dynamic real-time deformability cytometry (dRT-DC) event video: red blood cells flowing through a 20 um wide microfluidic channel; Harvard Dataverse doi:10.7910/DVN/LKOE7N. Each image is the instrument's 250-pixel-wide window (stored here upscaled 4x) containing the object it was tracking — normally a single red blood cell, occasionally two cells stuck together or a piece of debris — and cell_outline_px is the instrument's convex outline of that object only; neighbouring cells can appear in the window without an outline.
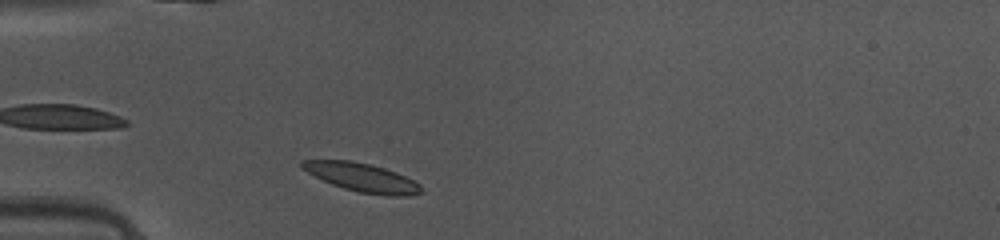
{"species": "common noctule bat (a hibernating species)", "species_latin": "Nyctalus noctula", "temperature_condition": "warm", "stored_images_in_passage": 37, "camera_frame_rate_fps": 3000, "um_per_image_px": 0.085, "animal": {"sex": "female", "body_mass_g": 10.0, "forearm_length_mm": 53.1}, "frame": {"image": 1, "passage_image": 3, "time_ms": 0.667, "image_size_px": [1000, 240], "cell_outline_px": [[420, 192], [408, 196], [388, 196], [360, 192], [344, 188], [332, 184], [300, 168], [300, 160], [352, 160], [384, 168], [396, 172], [420, 184]], "centroid_in_image_um": [30.74, 15.07], "position_along_channel_um": 54.3, "area_um2": 19.54}}
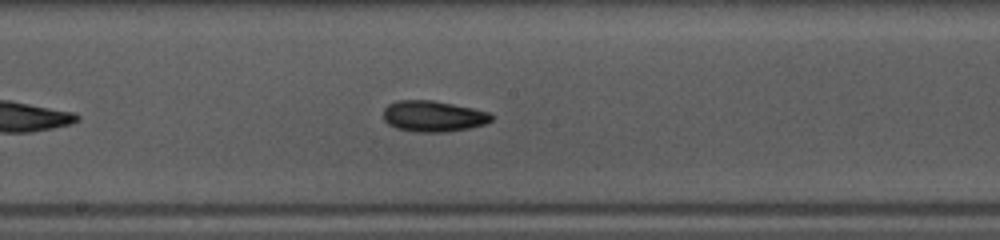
{"frame": {"image": 2, "passage_image": 15, "time_ms": 4.667, "image_size_px": [1000, 240], "cell_outline_px": [[492, 120], [484, 124], [468, 128], [444, 132], [416, 132], [396, 128], [388, 124], [384, 120], [384, 108], [388, 104], [396, 100], [432, 100], [472, 108], [488, 112], [492, 116]], "centroid_in_image_um": [36.78, 9.87], "position_along_channel_um": 211.4, "area_um2": 19.42}}
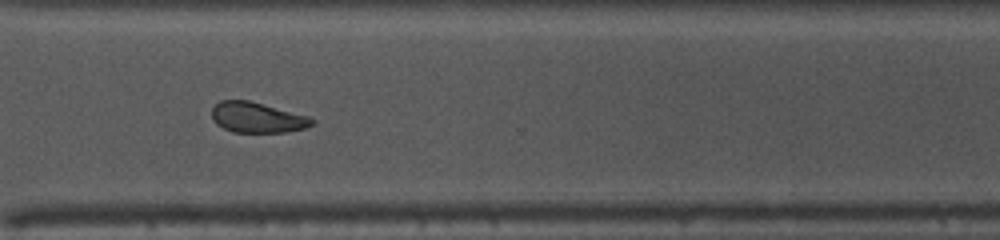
{"frame": {"image": 3, "passage_image": 25, "time_ms": 8.0, "image_size_px": [1000, 240], "cell_outline_px": [[316, 124], [304, 128], [284, 132], [232, 132], [216, 124], [212, 120], [212, 108], [220, 100], [248, 100], [308, 116], [316, 120]], "centroid_in_image_um": [21.86, 9.99], "position_along_channel_um": 348.7, "area_um2": 17.74}, "authors_computed_cell_mechanics": {"area_um2": 19.1318, "velocity_mm_per_s": 4.1381, "shape_relaxation_time_tau1_ms": 2.7168, "shape_relaxation_time_tau2_ms": 4.9208, "deformation_change_tau1": 0.0924, "deformation_change_tau2": 0.1091}}